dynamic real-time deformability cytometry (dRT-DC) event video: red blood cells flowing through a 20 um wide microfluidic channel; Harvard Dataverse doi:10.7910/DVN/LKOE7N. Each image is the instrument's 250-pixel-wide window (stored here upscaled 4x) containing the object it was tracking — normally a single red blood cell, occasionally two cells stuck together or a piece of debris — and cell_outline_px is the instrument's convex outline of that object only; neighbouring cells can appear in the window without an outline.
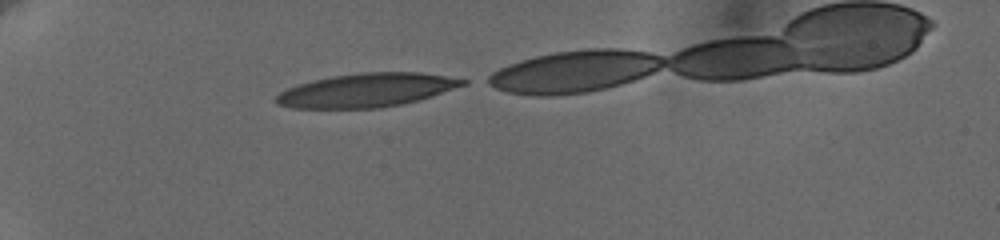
{"species": "human", "species_latin": "Homo sapiens", "temperature_condition": "cold", "stored_images_in_passage": 33, "camera_frame_rate_fps": 3000, "um_per_image_px": 0.085, "donor": {"sex": "female"}, "frame": {"image": 1, "passage_image": 1, "time_ms": 0.0, "image_size_px": [1000, 240], "cell_outline_px": [[468, 84], [416, 100], [400, 104], [380, 108], [292, 108], [276, 104], [272, 100], [280, 92], [288, 88], [312, 80], [332, 76], [360, 72], [420, 72], [468, 80]], "centroid_in_image_um": [31.11, 7.66], "position_along_channel_um": 53.9, "area_um2": 36.41}}
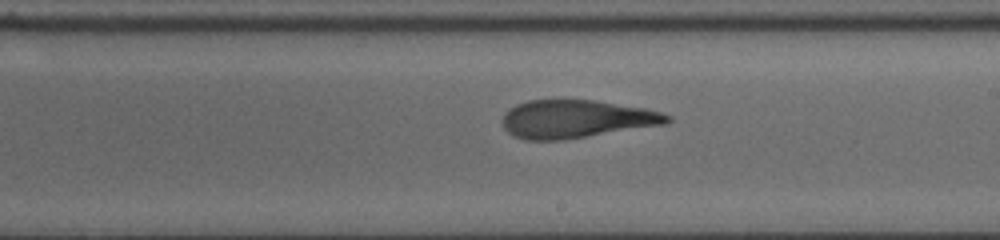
{"frame": {"image": 2, "passage_image": 21, "time_ms": 6.0, "image_size_px": [1000, 240], "cell_outline_px": [[672, 120], [664, 124], [564, 140], [524, 140], [512, 136], [504, 128], [504, 112], [508, 108], [516, 104], [528, 100], [592, 100], [644, 108], [660, 112], [672, 116]], "centroid_in_image_um": [48.94, 10.12], "position_along_channel_um": 240.1, "area_um2": 36.41}}
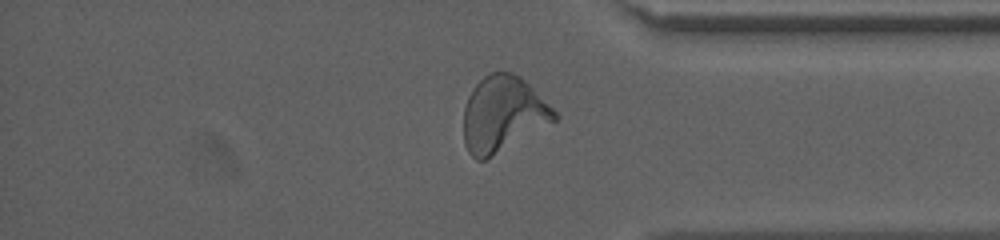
{"frame": {"image": 3, "passage_image": 32, "time_ms": 10.333, "image_size_px": [1000, 240], "cell_outline_px": [[560, 116], [556, 120], [492, 156], [484, 160], [476, 160], [468, 152], [464, 144], [464, 108], [468, 96], [472, 88], [488, 72], [512, 72], [520, 76]], "centroid_in_image_um": [42.71, 9.69], "position_along_channel_um": 392.5, "area_um2": 39.54}}